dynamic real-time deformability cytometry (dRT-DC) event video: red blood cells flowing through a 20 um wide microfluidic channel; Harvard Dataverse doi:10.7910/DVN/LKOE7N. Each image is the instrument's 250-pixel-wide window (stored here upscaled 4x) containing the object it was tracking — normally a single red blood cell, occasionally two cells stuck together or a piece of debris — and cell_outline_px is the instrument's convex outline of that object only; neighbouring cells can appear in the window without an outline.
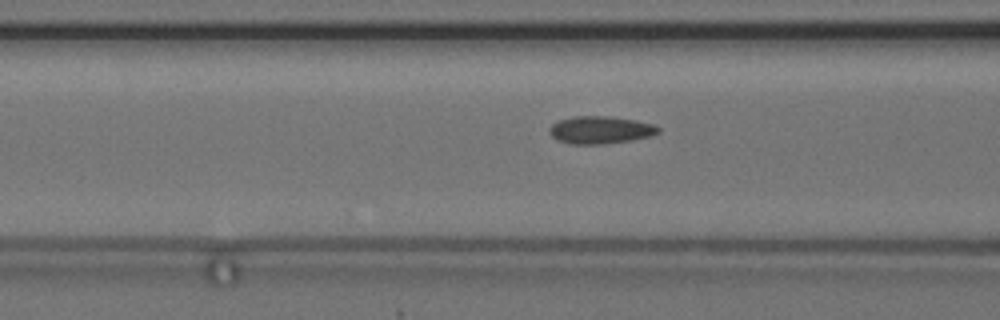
{"species": "common noctule bat (a hibernating species)", "species_latin": "Nyctalus noctula", "temperature_condition": "cold", "stored_images_in_passage": 6, "camera_frame_rate_fps": 3000, "um_per_image_px": 0.085, "animal": {"sex": "female", "body_mass_g": 24.6, "forearm_length_mm": 56.2}, "frame": {"image": 1, "passage_image": 3, "time_ms": 3.333, "image_size_px": [1000, 320], "cell_outline_px": [[660, 132], [652, 136], [632, 140], [604, 144], [568, 144], [556, 140], [548, 132], [548, 128], [552, 124], [560, 120], [576, 116], [608, 116], [636, 120], [656, 124], [660, 128]], "centroid_in_image_um": [51.05, 11.05], "position_along_channel_um": 115.5, "area_um2": 17.74}}
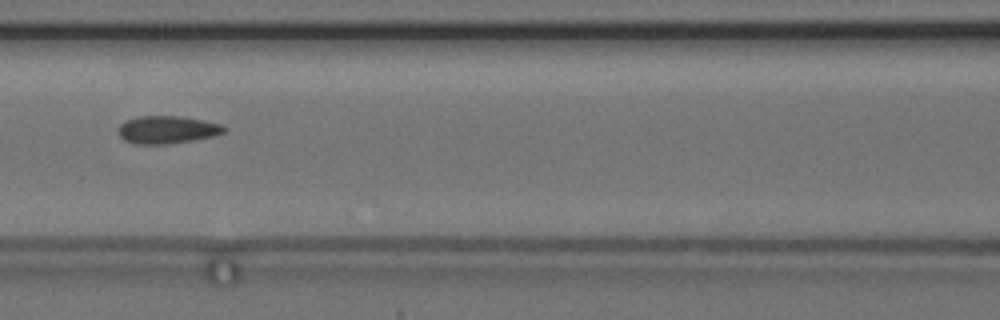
{"frame": {"image": 2, "passage_image": 4, "time_ms": 4.333, "image_size_px": [1000, 320], "cell_outline_px": [[228, 128], [224, 132], [212, 136], [192, 140], [164, 144], [136, 144], [124, 140], [120, 136], [120, 124], [128, 120], [140, 116], [180, 116], [204, 120], [220, 124]], "centroid_in_image_um": [14.23, 11.02], "position_along_channel_um": 152.4, "area_um2": 16.82}}